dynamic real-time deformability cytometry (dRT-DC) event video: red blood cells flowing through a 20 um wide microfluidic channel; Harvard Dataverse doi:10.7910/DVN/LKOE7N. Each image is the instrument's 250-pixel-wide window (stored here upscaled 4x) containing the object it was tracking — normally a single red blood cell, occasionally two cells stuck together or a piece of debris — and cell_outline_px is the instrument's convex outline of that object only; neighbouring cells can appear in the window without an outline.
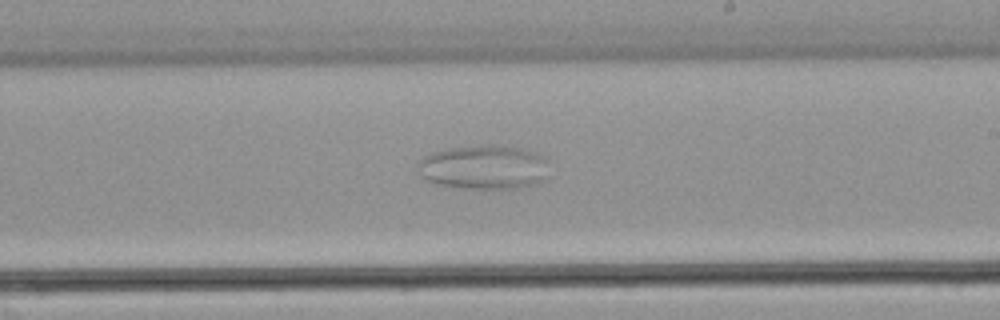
{"species": "common noctule bat (a hibernating species)", "species_latin": "Nyctalus noctula", "temperature_condition": "warm", "stored_images_in_passage": 32, "camera_frame_rate_fps": 3000, "um_per_image_px": 0.085, "animal": {"sex": "male", "body_mass_g": 21.5, "forearm_length_mm": 52.0}, "frame": {"image": 1, "passage_image": 18, "time_ms": 5.667, "image_size_px": [1000, 320], "cell_outline_px": [[544, 160], [540, 180], [536, 184], [516, 188], [452, 188], [436, 184], [428, 180], [424, 176], [420, 164], [420, 160], [424, 156], [448, 148], [480, 144], [500, 144], [520, 148], [532, 152]], "centroid_in_image_um": [41.05, 14.2], "position_along_channel_um": 248.0, "area_um2": 32.95}}